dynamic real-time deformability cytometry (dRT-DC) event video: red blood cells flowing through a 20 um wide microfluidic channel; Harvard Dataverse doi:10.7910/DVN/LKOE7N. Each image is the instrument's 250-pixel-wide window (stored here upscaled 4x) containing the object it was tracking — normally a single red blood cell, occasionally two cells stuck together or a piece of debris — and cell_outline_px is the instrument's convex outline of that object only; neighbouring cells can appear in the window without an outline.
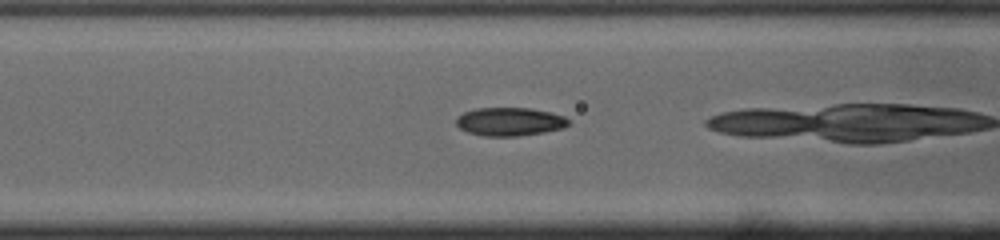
{"species": "common noctule bat (a hibernating species)", "species_latin": "Nyctalus noctula", "temperature_condition": "cold", "stored_images_in_passage": 33, "camera_frame_rate_fps": 3000, "um_per_image_px": 0.085, "animal": {"sex": "male", "body_mass_g": 19.0, "forearm_length_mm": 50.8}, "frame": {"image": 1, "passage_image": 15, "time_ms": 4.667, "image_size_px": [1000, 240], "cell_outline_px": [[572, 124], [564, 128], [544, 132], [516, 136], [484, 136], [468, 132], [460, 128], [456, 124], [456, 116], [464, 112], [476, 108], [532, 108], [552, 112], [564, 116], [572, 120]], "centroid_in_image_um": [43.38, 10.33], "position_along_channel_um": 123.2, "area_um2": 18.84}}